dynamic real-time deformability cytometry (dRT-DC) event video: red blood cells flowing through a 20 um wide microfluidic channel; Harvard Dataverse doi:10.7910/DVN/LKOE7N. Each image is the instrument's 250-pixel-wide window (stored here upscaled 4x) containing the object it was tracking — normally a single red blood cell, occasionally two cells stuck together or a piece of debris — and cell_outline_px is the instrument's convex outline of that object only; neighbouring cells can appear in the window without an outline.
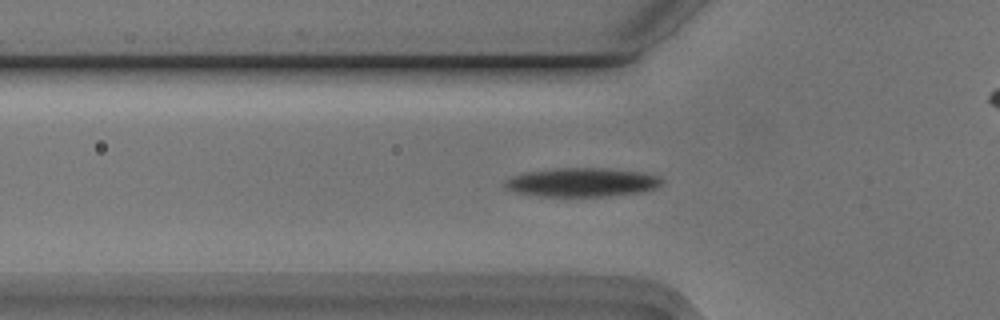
{"species": "Egyptian fruit bat (a non-hibernating species)", "species_latin": "Rousettus aegyptiacus", "temperature_condition": "cold", "stored_images_in_passage": 55, "camera_frame_rate_fps": 3000, "um_per_image_px": 0.085, "animal": {"sex": "male"}, "frame": {"image": 1, "passage_image": 17, "time_ms": 5.333, "image_size_px": [1000, 320], "cell_outline_px": [[664, 184], [656, 188], [640, 192], [608, 196], [536, 196], [516, 192], [504, 188], [504, 180], [512, 176], [524, 172], [556, 168], [604, 168], [644, 172], [660, 176], [664, 180]], "centroid_in_image_um": [49.48, 15.49], "position_along_channel_um": 76.3, "area_um2": 26.7}}
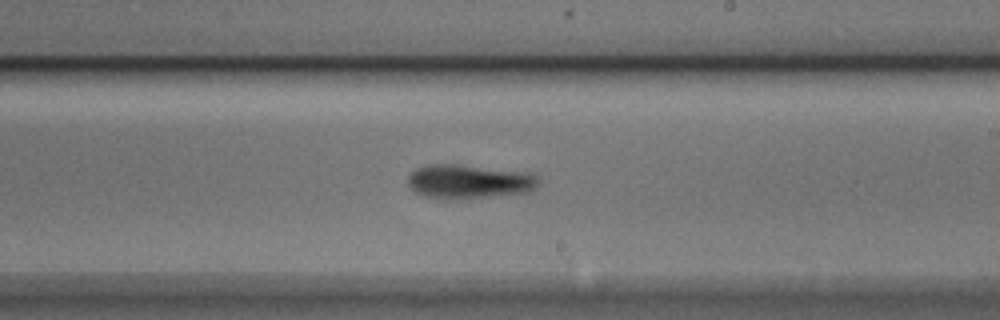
{"frame": {"image": 2, "passage_image": 31, "time_ms": 10.0, "image_size_px": [1000, 320], "cell_outline_px": [[540, 184], [532, 192], [464, 200], [444, 200], [424, 196], [408, 188], [408, 176], [416, 168], [428, 164], [456, 164], [536, 172], [540, 176]], "centroid_in_image_um": [39.96, 15.45], "position_along_channel_um": 249.0, "area_um2": 27.22}}
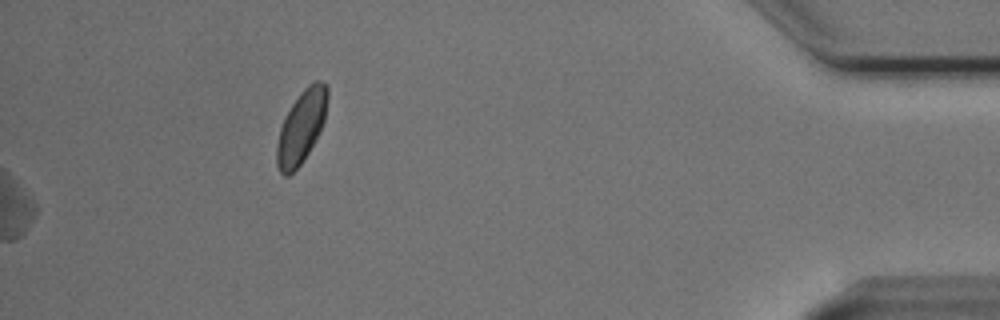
{"frame": {"image": 3, "passage_image": 55, "time_ms": 18.0, "image_size_px": [1000, 320], "cell_outline_px": [[328, 100], [324, 120], [308, 152], [300, 164], [288, 176], [284, 176], [280, 172], [276, 164], [276, 148], [280, 128], [284, 116], [300, 92], [308, 84], [316, 80], [328, 84]], "centroid_in_image_um": [25.6, 10.74], "position_along_channel_um": 409.6, "area_um2": 21.27}, "authors_computed_cell_mechanics": {"area_um2": 25.3164, "velocity_mm_per_s": 3.7049, "shape_relaxation_time_tau1_ms": 3.4365, "shape_relaxation_time_tau2_ms": 7.1549, "deformation_change_tau1": 0.1195, "deformation_change_tau2": 0.1677}}